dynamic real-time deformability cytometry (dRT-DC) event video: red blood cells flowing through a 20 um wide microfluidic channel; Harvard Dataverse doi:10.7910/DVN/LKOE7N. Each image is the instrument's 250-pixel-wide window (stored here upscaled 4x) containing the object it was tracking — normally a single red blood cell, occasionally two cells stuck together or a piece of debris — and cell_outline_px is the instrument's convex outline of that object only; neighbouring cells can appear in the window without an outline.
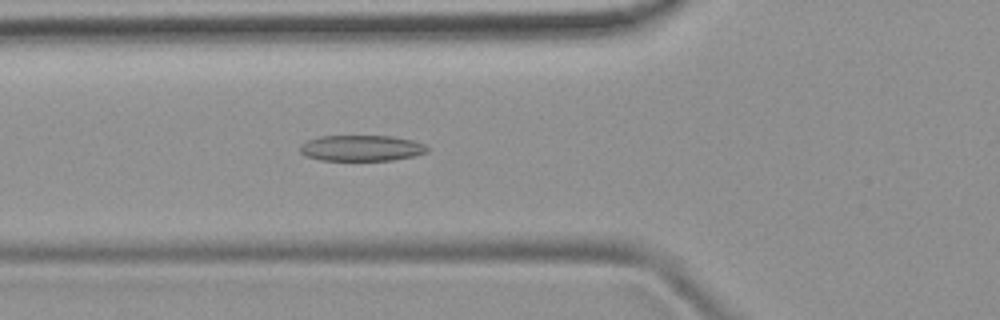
{"species": "common noctule bat (a hibernating species)", "species_latin": "Nyctalus noctula", "temperature_condition": "room temperature", "stored_images_in_passage": 49, "camera_frame_rate_fps": 3000, "um_per_image_px": 0.085, "animal": {"sex": "female", "body_mass_g": 19.9}, "frame": {"image": 1, "passage_image": 17, "time_ms": 5.333, "image_size_px": [1000, 320], "cell_outline_px": [[428, 152], [416, 156], [392, 160], [320, 160], [304, 156], [300, 152], [300, 144], [308, 140], [320, 136], [392, 136], [412, 140], [424, 144], [428, 148]], "centroid_in_image_um": [30.72, 12.59], "position_along_channel_um": 95.1, "area_um2": 19.31}}
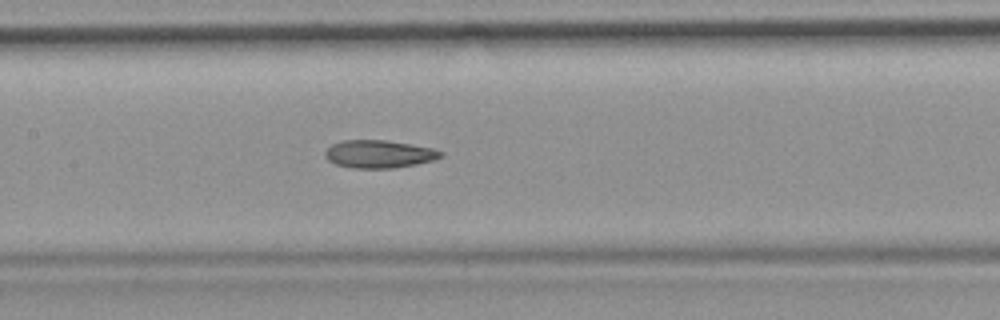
{"frame": {"image": 2, "passage_image": 23, "time_ms": 7.333, "image_size_px": [1000, 320], "cell_outline_px": [[444, 156], [432, 160], [416, 164], [392, 168], [352, 168], [336, 164], [328, 160], [324, 156], [324, 152], [332, 144], [344, 140], [388, 140], [412, 144], [432, 148], [444, 152]], "centroid_in_image_um": [32.22, 13.09], "position_along_channel_um": 175.2, "area_um2": 18.79}}
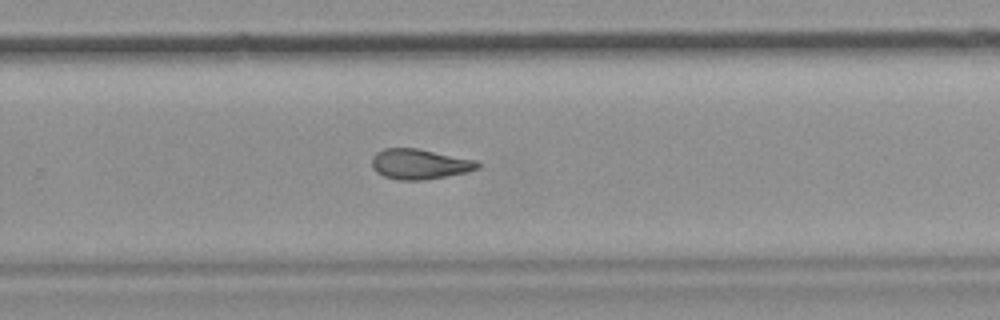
{"frame": {"image": 3, "passage_image": 32, "time_ms": 10.333, "image_size_px": [1000, 320], "cell_outline_px": [[480, 168], [468, 172], [424, 180], [396, 180], [384, 176], [376, 172], [372, 168], [372, 156], [376, 152], [384, 148], [416, 148], [476, 160], [480, 164]], "centroid_in_image_um": [35.65, 13.95], "position_along_channel_um": 294.2, "area_um2": 18.73}, "authors_computed_cell_mechanics": {"area_um2": 19.3052, "velocity_mm_per_s": 3.9963, "shape_relaxation_time_tau1_ms": null, "shape_relaxation_time_tau2_ms": 2.8912, "deformation_change_tau1": null, "deformation_change_tau2": 0.1119}}